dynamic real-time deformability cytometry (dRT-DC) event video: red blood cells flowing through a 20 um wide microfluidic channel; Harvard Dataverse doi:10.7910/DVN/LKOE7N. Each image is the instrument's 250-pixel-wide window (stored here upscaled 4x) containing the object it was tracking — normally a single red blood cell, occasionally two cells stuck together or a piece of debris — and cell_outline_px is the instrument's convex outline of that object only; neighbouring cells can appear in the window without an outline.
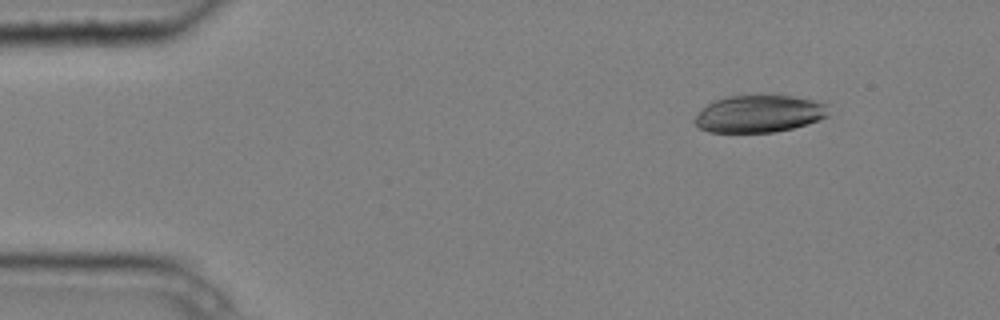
{"species": "common noctule bat (a hibernating species)", "species_latin": "Nyctalus noctula", "temperature_condition": "cold", "stored_images_in_passage": 10, "camera_frame_rate_fps": 3000, "um_per_image_px": 0.085, "animal": {"sex": "male", "body_mass_g": 20.4}, "frame": {"image": 1, "passage_image": 2, "time_ms": 0.333, "image_size_px": [1000, 320], "cell_outline_px": [[832, 104], [828, 116], [820, 120], [808, 124], [776, 132], [708, 132], [700, 128], [692, 120], [712, 100], [724, 96], [792, 96]], "centroid_in_image_um": [64.58, 9.67], "position_along_channel_um": 20.4, "area_um2": 29.25}}
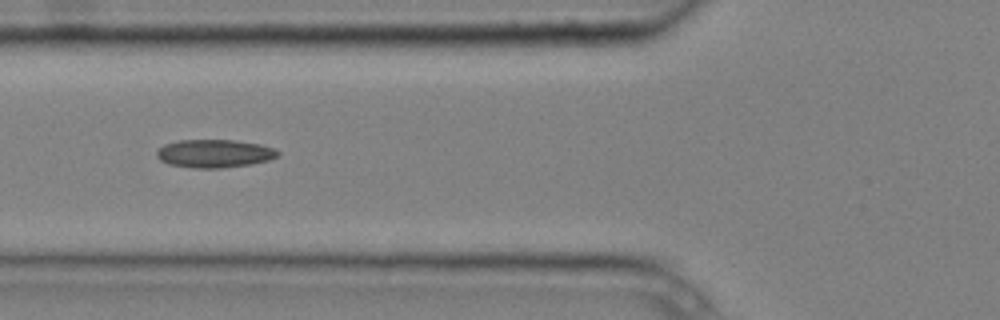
{"frame": {"image": 2, "passage_image": 5, "time_ms": 1.333, "image_size_px": [1000, 320], "cell_outline_px": [[280, 152], [276, 156], [268, 160], [252, 164], [220, 168], [192, 168], [168, 164], [160, 160], [156, 156], [156, 152], [164, 144], [176, 140], [232, 140], [260, 144], [272, 148]], "centroid_in_image_um": [18.18, 13.05], "position_along_channel_um": 107.6, "area_um2": 19.83}}
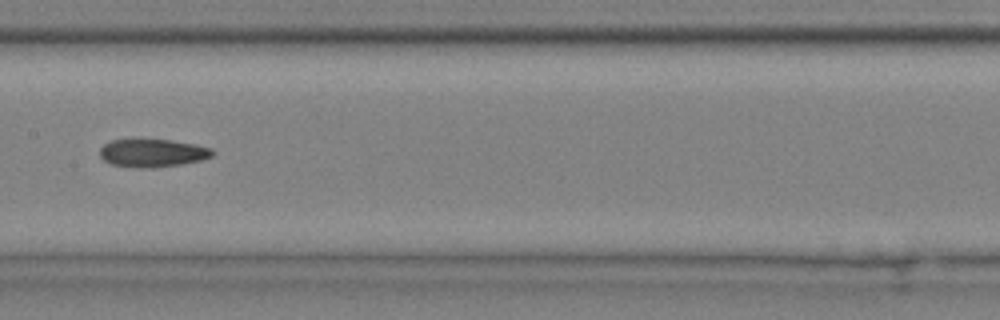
{"frame": {"image": 3, "passage_image": 7, "time_ms": 2.0, "image_size_px": [1000, 320], "cell_outline_px": [[216, 152], [212, 156], [200, 160], [180, 164], [152, 168], [132, 168], [112, 164], [104, 160], [100, 156], [100, 148], [104, 144], [112, 140], [172, 140], [196, 144], [212, 148]], "centroid_in_image_um": [12.98, 13.01], "position_along_channel_um": 194.4, "area_um2": 18.38}}